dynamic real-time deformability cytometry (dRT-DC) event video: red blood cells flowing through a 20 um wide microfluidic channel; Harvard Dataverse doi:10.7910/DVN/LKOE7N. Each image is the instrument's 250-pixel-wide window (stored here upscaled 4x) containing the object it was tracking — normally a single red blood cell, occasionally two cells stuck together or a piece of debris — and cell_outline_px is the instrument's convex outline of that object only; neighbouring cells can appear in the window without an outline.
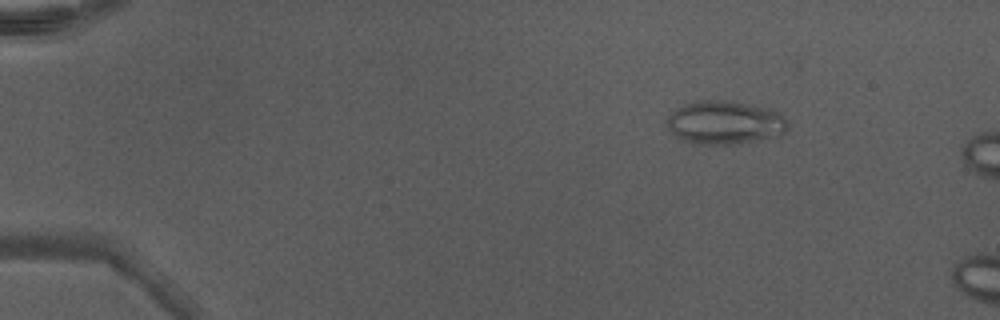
{"species": "Egyptian fruit bat (a non-hibernating species)", "species_latin": "Rousettus aegyptiacus", "temperature_condition": "warm", "stored_images_in_passage": 13, "camera_frame_rate_fps": 3000, "um_per_image_px": 0.085, "animal": {"sex": "male"}, "frame": {"image": 1, "passage_image": 8, "time_ms": 2.333, "image_size_px": [1000, 320], "cell_outline_px": [[788, 128], [780, 136], [756, 140], [728, 144], [704, 144], [680, 140], [664, 124], [668, 116], [676, 108], [684, 104], [696, 100], [732, 100], [768, 108], [784, 116], [788, 124]], "centroid_in_image_um": [61.59, 10.4], "position_along_channel_um": 23.4, "area_um2": 30.75}}